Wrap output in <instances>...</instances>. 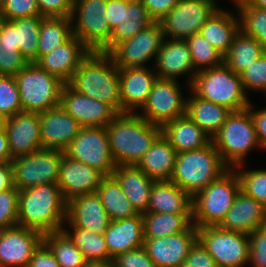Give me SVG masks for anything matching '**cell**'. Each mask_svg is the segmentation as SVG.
<instances>
[{
    "label": "cell",
    "instance_id": "cell-8",
    "mask_svg": "<svg viewBox=\"0 0 266 267\" xmlns=\"http://www.w3.org/2000/svg\"><path fill=\"white\" fill-rule=\"evenodd\" d=\"M22 112L41 113L60 106L61 91L66 84L36 63H28L14 75Z\"/></svg>",
    "mask_w": 266,
    "mask_h": 267
},
{
    "label": "cell",
    "instance_id": "cell-23",
    "mask_svg": "<svg viewBox=\"0 0 266 267\" xmlns=\"http://www.w3.org/2000/svg\"><path fill=\"white\" fill-rule=\"evenodd\" d=\"M158 76L154 68L131 67L119 69L122 113H136L147 103Z\"/></svg>",
    "mask_w": 266,
    "mask_h": 267
},
{
    "label": "cell",
    "instance_id": "cell-39",
    "mask_svg": "<svg viewBox=\"0 0 266 267\" xmlns=\"http://www.w3.org/2000/svg\"><path fill=\"white\" fill-rule=\"evenodd\" d=\"M66 223L70 228L67 230L65 228L67 225H64L62 230L69 236L73 244L82 252L86 261L107 264H110L113 261V258L109 255L103 234L74 227L67 220Z\"/></svg>",
    "mask_w": 266,
    "mask_h": 267
},
{
    "label": "cell",
    "instance_id": "cell-21",
    "mask_svg": "<svg viewBox=\"0 0 266 267\" xmlns=\"http://www.w3.org/2000/svg\"><path fill=\"white\" fill-rule=\"evenodd\" d=\"M42 149L64 152L82 126L61 106L39 113Z\"/></svg>",
    "mask_w": 266,
    "mask_h": 267
},
{
    "label": "cell",
    "instance_id": "cell-52",
    "mask_svg": "<svg viewBox=\"0 0 266 267\" xmlns=\"http://www.w3.org/2000/svg\"><path fill=\"white\" fill-rule=\"evenodd\" d=\"M43 17H71L72 0H36Z\"/></svg>",
    "mask_w": 266,
    "mask_h": 267
},
{
    "label": "cell",
    "instance_id": "cell-30",
    "mask_svg": "<svg viewBox=\"0 0 266 267\" xmlns=\"http://www.w3.org/2000/svg\"><path fill=\"white\" fill-rule=\"evenodd\" d=\"M161 134L177 153L201 149L212 142L211 137L187 114L165 123L161 127Z\"/></svg>",
    "mask_w": 266,
    "mask_h": 267
},
{
    "label": "cell",
    "instance_id": "cell-58",
    "mask_svg": "<svg viewBox=\"0 0 266 267\" xmlns=\"http://www.w3.org/2000/svg\"><path fill=\"white\" fill-rule=\"evenodd\" d=\"M14 188L13 166L11 162L0 164V192Z\"/></svg>",
    "mask_w": 266,
    "mask_h": 267
},
{
    "label": "cell",
    "instance_id": "cell-3",
    "mask_svg": "<svg viewBox=\"0 0 266 267\" xmlns=\"http://www.w3.org/2000/svg\"><path fill=\"white\" fill-rule=\"evenodd\" d=\"M78 93L110 105L122 113L119 69L108 53L91 51L67 83Z\"/></svg>",
    "mask_w": 266,
    "mask_h": 267
},
{
    "label": "cell",
    "instance_id": "cell-24",
    "mask_svg": "<svg viewBox=\"0 0 266 267\" xmlns=\"http://www.w3.org/2000/svg\"><path fill=\"white\" fill-rule=\"evenodd\" d=\"M90 53L91 50L73 34L61 46L41 56L35 63L67 84Z\"/></svg>",
    "mask_w": 266,
    "mask_h": 267
},
{
    "label": "cell",
    "instance_id": "cell-29",
    "mask_svg": "<svg viewBox=\"0 0 266 267\" xmlns=\"http://www.w3.org/2000/svg\"><path fill=\"white\" fill-rule=\"evenodd\" d=\"M147 212L192 214V197L171 180H154Z\"/></svg>",
    "mask_w": 266,
    "mask_h": 267
},
{
    "label": "cell",
    "instance_id": "cell-9",
    "mask_svg": "<svg viewBox=\"0 0 266 267\" xmlns=\"http://www.w3.org/2000/svg\"><path fill=\"white\" fill-rule=\"evenodd\" d=\"M106 2L107 0H75L73 2L70 17L72 33L91 51L109 53L112 30L105 16Z\"/></svg>",
    "mask_w": 266,
    "mask_h": 267
},
{
    "label": "cell",
    "instance_id": "cell-12",
    "mask_svg": "<svg viewBox=\"0 0 266 267\" xmlns=\"http://www.w3.org/2000/svg\"><path fill=\"white\" fill-rule=\"evenodd\" d=\"M217 6L216 0H180L158 21L164 38L186 40L199 33Z\"/></svg>",
    "mask_w": 266,
    "mask_h": 267
},
{
    "label": "cell",
    "instance_id": "cell-44",
    "mask_svg": "<svg viewBox=\"0 0 266 267\" xmlns=\"http://www.w3.org/2000/svg\"><path fill=\"white\" fill-rule=\"evenodd\" d=\"M186 42L190 49L192 63L197 71L223 64L224 56L200 32L188 37Z\"/></svg>",
    "mask_w": 266,
    "mask_h": 267
},
{
    "label": "cell",
    "instance_id": "cell-6",
    "mask_svg": "<svg viewBox=\"0 0 266 267\" xmlns=\"http://www.w3.org/2000/svg\"><path fill=\"white\" fill-rule=\"evenodd\" d=\"M241 190L234 168H228L192 197V222L196 227L218 226Z\"/></svg>",
    "mask_w": 266,
    "mask_h": 267
},
{
    "label": "cell",
    "instance_id": "cell-50",
    "mask_svg": "<svg viewBox=\"0 0 266 267\" xmlns=\"http://www.w3.org/2000/svg\"><path fill=\"white\" fill-rule=\"evenodd\" d=\"M249 264L266 267V228H258L249 235Z\"/></svg>",
    "mask_w": 266,
    "mask_h": 267
},
{
    "label": "cell",
    "instance_id": "cell-40",
    "mask_svg": "<svg viewBox=\"0 0 266 267\" xmlns=\"http://www.w3.org/2000/svg\"><path fill=\"white\" fill-rule=\"evenodd\" d=\"M72 35L70 17H43L39 29L37 60L54 51Z\"/></svg>",
    "mask_w": 266,
    "mask_h": 267
},
{
    "label": "cell",
    "instance_id": "cell-37",
    "mask_svg": "<svg viewBox=\"0 0 266 267\" xmlns=\"http://www.w3.org/2000/svg\"><path fill=\"white\" fill-rule=\"evenodd\" d=\"M144 238H160L187 231L192 225V214H142Z\"/></svg>",
    "mask_w": 266,
    "mask_h": 267
},
{
    "label": "cell",
    "instance_id": "cell-4",
    "mask_svg": "<svg viewBox=\"0 0 266 267\" xmlns=\"http://www.w3.org/2000/svg\"><path fill=\"white\" fill-rule=\"evenodd\" d=\"M227 169L211 142L201 149L177 153L170 180L194 197Z\"/></svg>",
    "mask_w": 266,
    "mask_h": 267
},
{
    "label": "cell",
    "instance_id": "cell-33",
    "mask_svg": "<svg viewBox=\"0 0 266 267\" xmlns=\"http://www.w3.org/2000/svg\"><path fill=\"white\" fill-rule=\"evenodd\" d=\"M190 92L191 96L186 97V114L212 139L232 111L225 106L197 97L191 90Z\"/></svg>",
    "mask_w": 266,
    "mask_h": 267
},
{
    "label": "cell",
    "instance_id": "cell-55",
    "mask_svg": "<svg viewBox=\"0 0 266 267\" xmlns=\"http://www.w3.org/2000/svg\"><path fill=\"white\" fill-rule=\"evenodd\" d=\"M27 267H60L50 248L42 242L34 251Z\"/></svg>",
    "mask_w": 266,
    "mask_h": 267
},
{
    "label": "cell",
    "instance_id": "cell-35",
    "mask_svg": "<svg viewBox=\"0 0 266 267\" xmlns=\"http://www.w3.org/2000/svg\"><path fill=\"white\" fill-rule=\"evenodd\" d=\"M97 194L111 220H122L138 215L113 176H105L101 180Z\"/></svg>",
    "mask_w": 266,
    "mask_h": 267
},
{
    "label": "cell",
    "instance_id": "cell-48",
    "mask_svg": "<svg viewBox=\"0 0 266 267\" xmlns=\"http://www.w3.org/2000/svg\"><path fill=\"white\" fill-rule=\"evenodd\" d=\"M18 194L15 187L0 192V229L18 225Z\"/></svg>",
    "mask_w": 266,
    "mask_h": 267
},
{
    "label": "cell",
    "instance_id": "cell-31",
    "mask_svg": "<svg viewBox=\"0 0 266 267\" xmlns=\"http://www.w3.org/2000/svg\"><path fill=\"white\" fill-rule=\"evenodd\" d=\"M177 151L160 134L146 151L137 166L153 180H170L176 162Z\"/></svg>",
    "mask_w": 266,
    "mask_h": 267
},
{
    "label": "cell",
    "instance_id": "cell-17",
    "mask_svg": "<svg viewBox=\"0 0 266 267\" xmlns=\"http://www.w3.org/2000/svg\"><path fill=\"white\" fill-rule=\"evenodd\" d=\"M43 236L39 231L18 225L1 229L0 267H27Z\"/></svg>",
    "mask_w": 266,
    "mask_h": 267
},
{
    "label": "cell",
    "instance_id": "cell-60",
    "mask_svg": "<svg viewBox=\"0 0 266 267\" xmlns=\"http://www.w3.org/2000/svg\"><path fill=\"white\" fill-rule=\"evenodd\" d=\"M250 7L266 10V0H244Z\"/></svg>",
    "mask_w": 266,
    "mask_h": 267
},
{
    "label": "cell",
    "instance_id": "cell-13",
    "mask_svg": "<svg viewBox=\"0 0 266 267\" xmlns=\"http://www.w3.org/2000/svg\"><path fill=\"white\" fill-rule=\"evenodd\" d=\"M64 154L97 169L104 176H112L116 167L106 127H82Z\"/></svg>",
    "mask_w": 266,
    "mask_h": 267
},
{
    "label": "cell",
    "instance_id": "cell-5",
    "mask_svg": "<svg viewBox=\"0 0 266 267\" xmlns=\"http://www.w3.org/2000/svg\"><path fill=\"white\" fill-rule=\"evenodd\" d=\"M190 90L197 97L225 106L232 112L245 110L252 102L245 93L240 75L224 63L198 71Z\"/></svg>",
    "mask_w": 266,
    "mask_h": 267
},
{
    "label": "cell",
    "instance_id": "cell-41",
    "mask_svg": "<svg viewBox=\"0 0 266 267\" xmlns=\"http://www.w3.org/2000/svg\"><path fill=\"white\" fill-rule=\"evenodd\" d=\"M43 242L50 248L60 267H80L86 259L63 231L44 234Z\"/></svg>",
    "mask_w": 266,
    "mask_h": 267
},
{
    "label": "cell",
    "instance_id": "cell-22",
    "mask_svg": "<svg viewBox=\"0 0 266 267\" xmlns=\"http://www.w3.org/2000/svg\"><path fill=\"white\" fill-rule=\"evenodd\" d=\"M11 158L42 149L39 113L20 112L5 119Z\"/></svg>",
    "mask_w": 266,
    "mask_h": 267
},
{
    "label": "cell",
    "instance_id": "cell-26",
    "mask_svg": "<svg viewBox=\"0 0 266 267\" xmlns=\"http://www.w3.org/2000/svg\"><path fill=\"white\" fill-rule=\"evenodd\" d=\"M266 224V207L254 198L239 191L220 228L249 235Z\"/></svg>",
    "mask_w": 266,
    "mask_h": 267
},
{
    "label": "cell",
    "instance_id": "cell-49",
    "mask_svg": "<svg viewBox=\"0 0 266 267\" xmlns=\"http://www.w3.org/2000/svg\"><path fill=\"white\" fill-rule=\"evenodd\" d=\"M39 15L40 10L36 0H5L0 19L10 21Z\"/></svg>",
    "mask_w": 266,
    "mask_h": 267
},
{
    "label": "cell",
    "instance_id": "cell-14",
    "mask_svg": "<svg viewBox=\"0 0 266 267\" xmlns=\"http://www.w3.org/2000/svg\"><path fill=\"white\" fill-rule=\"evenodd\" d=\"M177 80L160 79L154 82L147 103L139 115L151 124L162 127L165 123L186 114L184 98Z\"/></svg>",
    "mask_w": 266,
    "mask_h": 267
},
{
    "label": "cell",
    "instance_id": "cell-1",
    "mask_svg": "<svg viewBox=\"0 0 266 267\" xmlns=\"http://www.w3.org/2000/svg\"><path fill=\"white\" fill-rule=\"evenodd\" d=\"M66 207L67 202L57 184H40L21 190L18 194V226L43 235L62 230Z\"/></svg>",
    "mask_w": 266,
    "mask_h": 267
},
{
    "label": "cell",
    "instance_id": "cell-16",
    "mask_svg": "<svg viewBox=\"0 0 266 267\" xmlns=\"http://www.w3.org/2000/svg\"><path fill=\"white\" fill-rule=\"evenodd\" d=\"M60 106L82 127H106L118 113L108 104L82 95L65 84Z\"/></svg>",
    "mask_w": 266,
    "mask_h": 267
},
{
    "label": "cell",
    "instance_id": "cell-7",
    "mask_svg": "<svg viewBox=\"0 0 266 267\" xmlns=\"http://www.w3.org/2000/svg\"><path fill=\"white\" fill-rule=\"evenodd\" d=\"M212 143L228 168L245 165L249 152L261 148L250 111L232 112L212 137Z\"/></svg>",
    "mask_w": 266,
    "mask_h": 267
},
{
    "label": "cell",
    "instance_id": "cell-34",
    "mask_svg": "<svg viewBox=\"0 0 266 267\" xmlns=\"http://www.w3.org/2000/svg\"><path fill=\"white\" fill-rule=\"evenodd\" d=\"M154 21L139 0H123V16L119 25L112 29L109 52L118 44L131 39Z\"/></svg>",
    "mask_w": 266,
    "mask_h": 267
},
{
    "label": "cell",
    "instance_id": "cell-11",
    "mask_svg": "<svg viewBox=\"0 0 266 267\" xmlns=\"http://www.w3.org/2000/svg\"><path fill=\"white\" fill-rule=\"evenodd\" d=\"M64 152L40 149L12 159L14 187L24 190L40 184H57Z\"/></svg>",
    "mask_w": 266,
    "mask_h": 267
},
{
    "label": "cell",
    "instance_id": "cell-25",
    "mask_svg": "<svg viewBox=\"0 0 266 267\" xmlns=\"http://www.w3.org/2000/svg\"><path fill=\"white\" fill-rule=\"evenodd\" d=\"M66 220L74 227L98 234H104L111 221L97 192L67 201Z\"/></svg>",
    "mask_w": 266,
    "mask_h": 267
},
{
    "label": "cell",
    "instance_id": "cell-43",
    "mask_svg": "<svg viewBox=\"0 0 266 267\" xmlns=\"http://www.w3.org/2000/svg\"><path fill=\"white\" fill-rule=\"evenodd\" d=\"M239 14L240 30L256 39L266 54V10L250 7L244 0H232Z\"/></svg>",
    "mask_w": 266,
    "mask_h": 267
},
{
    "label": "cell",
    "instance_id": "cell-53",
    "mask_svg": "<svg viewBox=\"0 0 266 267\" xmlns=\"http://www.w3.org/2000/svg\"><path fill=\"white\" fill-rule=\"evenodd\" d=\"M215 265L213 257L197 240L181 267H214Z\"/></svg>",
    "mask_w": 266,
    "mask_h": 267
},
{
    "label": "cell",
    "instance_id": "cell-51",
    "mask_svg": "<svg viewBox=\"0 0 266 267\" xmlns=\"http://www.w3.org/2000/svg\"><path fill=\"white\" fill-rule=\"evenodd\" d=\"M112 263L116 267H156L144 246L118 254Z\"/></svg>",
    "mask_w": 266,
    "mask_h": 267
},
{
    "label": "cell",
    "instance_id": "cell-36",
    "mask_svg": "<svg viewBox=\"0 0 266 267\" xmlns=\"http://www.w3.org/2000/svg\"><path fill=\"white\" fill-rule=\"evenodd\" d=\"M263 54L264 51L260 43L239 30L228 52L224 55L223 63L234 73L240 75Z\"/></svg>",
    "mask_w": 266,
    "mask_h": 267
},
{
    "label": "cell",
    "instance_id": "cell-61",
    "mask_svg": "<svg viewBox=\"0 0 266 267\" xmlns=\"http://www.w3.org/2000/svg\"><path fill=\"white\" fill-rule=\"evenodd\" d=\"M110 264L107 263H101V262H92V261H86L82 266L80 267H109Z\"/></svg>",
    "mask_w": 266,
    "mask_h": 267
},
{
    "label": "cell",
    "instance_id": "cell-20",
    "mask_svg": "<svg viewBox=\"0 0 266 267\" xmlns=\"http://www.w3.org/2000/svg\"><path fill=\"white\" fill-rule=\"evenodd\" d=\"M104 177L97 169L64 154L61 159L57 185L67 202L74 197L97 192Z\"/></svg>",
    "mask_w": 266,
    "mask_h": 267
},
{
    "label": "cell",
    "instance_id": "cell-57",
    "mask_svg": "<svg viewBox=\"0 0 266 267\" xmlns=\"http://www.w3.org/2000/svg\"><path fill=\"white\" fill-rule=\"evenodd\" d=\"M105 16L112 30L122 21L123 0H107Z\"/></svg>",
    "mask_w": 266,
    "mask_h": 267
},
{
    "label": "cell",
    "instance_id": "cell-46",
    "mask_svg": "<svg viewBox=\"0 0 266 267\" xmlns=\"http://www.w3.org/2000/svg\"><path fill=\"white\" fill-rule=\"evenodd\" d=\"M22 112L20 93L13 75H0V115L5 119Z\"/></svg>",
    "mask_w": 266,
    "mask_h": 267
},
{
    "label": "cell",
    "instance_id": "cell-32",
    "mask_svg": "<svg viewBox=\"0 0 266 267\" xmlns=\"http://www.w3.org/2000/svg\"><path fill=\"white\" fill-rule=\"evenodd\" d=\"M238 18V19H237ZM240 30L239 17L220 7L206 20L200 33L223 56Z\"/></svg>",
    "mask_w": 266,
    "mask_h": 267
},
{
    "label": "cell",
    "instance_id": "cell-63",
    "mask_svg": "<svg viewBox=\"0 0 266 267\" xmlns=\"http://www.w3.org/2000/svg\"><path fill=\"white\" fill-rule=\"evenodd\" d=\"M5 0H0V13L2 11V8L4 6Z\"/></svg>",
    "mask_w": 266,
    "mask_h": 267
},
{
    "label": "cell",
    "instance_id": "cell-59",
    "mask_svg": "<svg viewBox=\"0 0 266 267\" xmlns=\"http://www.w3.org/2000/svg\"><path fill=\"white\" fill-rule=\"evenodd\" d=\"M8 138L5 129L0 130V164L11 162Z\"/></svg>",
    "mask_w": 266,
    "mask_h": 267
},
{
    "label": "cell",
    "instance_id": "cell-54",
    "mask_svg": "<svg viewBox=\"0 0 266 267\" xmlns=\"http://www.w3.org/2000/svg\"><path fill=\"white\" fill-rule=\"evenodd\" d=\"M146 8L149 17L160 21L180 0H139Z\"/></svg>",
    "mask_w": 266,
    "mask_h": 267
},
{
    "label": "cell",
    "instance_id": "cell-19",
    "mask_svg": "<svg viewBox=\"0 0 266 267\" xmlns=\"http://www.w3.org/2000/svg\"><path fill=\"white\" fill-rule=\"evenodd\" d=\"M156 64L152 65L158 78L177 80L181 75L189 76L188 90L198 72L192 63V57L186 40L164 38L160 51L156 55Z\"/></svg>",
    "mask_w": 266,
    "mask_h": 267
},
{
    "label": "cell",
    "instance_id": "cell-45",
    "mask_svg": "<svg viewBox=\"0 0 266 267\" xmlns=\"http://www.w3.org/2000/svg\"><path fill=\"white\" fill-rule=\"evenodd\" d=\"M242 167L243 164L234 167L240 180L241 191L266 207V169L245 171Z\"/></svg>",
    "mask_w": 266,
    "mask_h": 267
},
{
    "label": "cell",
    "instance_id": "cell-42",
    "mask_svg": "<svg viewBox=\"0 0 266 267\" xmlns=\"http://www.w3.org/2000/svg\"><path fill=\"white\" fill-rule=\"evenodd\" d=\"M43 16H31L10 20L16 26L18 50L30 63L37 61L39 29Z\"/></svg>",
    "mask_w": 266,
    "mask_h": 267
},
{
    "label": "cell",
    "instance_id": "cell-10",
    "mask_svg": "<svg viewBox=\"0 0 266 267\" xmlns=\"http://www.w3.org/2000/svg\"><path fill=\"white\" fill-rule=\"evenodd\" d=\"M197 240L213 257L216 265L245 267L249 265V236L219 226L197 227Z\"/></svg>",
    "mask_w": 266,
    "mask_h": 267
},
{
    "label": "cell",
    "instance_id": "cell-64",
    "mask_svg": "<svg viewBox=\"0 0 266 267\" xmlns=\"http://www.w3.org/2000/svg\"><path fill=\"white\" fill-rule=\"evenodd\" d=\"M109 267H116V266L111 262Z\"/></svg>",
    "mask_w": 266,
    "mask_h": 267
},
{
    "label": "cell",
    "instance_id": "cell-38",
    "mask_svg": "<svg viewBox=\"0 0 266 267\" xmlns=\"http://www.w3.org/2000/svg\"><path fill=\"white\" fill-rule=\"evenodd\" d=\"M29 61L18 50L16 26L0 19V75H15Z\"/></svg>",
    "mask_w": 266,
    "mask_h": 267
},
{
    "label": "cell",
    "instance_id": "cell-56",
    "mask_svg": "<svg viewBox=\"0 0 266 267\" xmlns=\"http://www.w3.org/2000/svg\"><path fill=\"white\" fill-rule=\"evenodd\" d=\"M252 105L253 104L250 102L247 109L250 111V115L252 117L255 131H256V135L261 145V149L264 148V150H266V108L255 111Z\"/></svg>",
    "mask_w": 266,
    "mask_h": 267
},
{
    "label": "cell",
    "instance_id": "cell-28",
    "mask_svg": "<svg viewBox=\"0 0 266 267\" xmlns=\"http://www.w3.org/2000/svg\"><path fill=\"white\" fill-rule=\"evenodd\" d=\"M112 176L121 185L136 212L146 213L154 180L142 172L137 165L116 166Z\"/></svg>",
    "mask_w": 266,
    "mask_h": 267
},
{
    "label": "cell",
    "instance_id": "cell-62",
    "mask_svg": "<svg viewBox=\"0 0 266 267\" xmlns=\"http://www.w3.org/2000/svg\"><path fill=\"white\" fill-rule=\"evenodd\" d=\"M5 127V118L0 115V130Z\"/></svg>",
    "mask_w": 266,
    "mask_h": 267
},
{
    "label": "cell",
    "instance_id": "cell-47",
    "mask_svg": "<svg viewBox=\"0 0 266 267\" xmlns=\"http://www.w3.org/2000/svg\"><path fill=\"white\" fill-rule=\"evenodd\" d=\"M240 77L246 94L249 90L266 92V54L253 61Z\"/></svg>",
    "mask_w": 266,
    "mask_h": 267
},
{
    "label": "cell",
    "instance_id": "cell-27",
    "mask_svg": "<svg viewBox=\"0 0 266 267\" xmlns=\"http://www.w3.org/2000/svg\"><path fill=\"white\" fill-rule=\"evenodd\" d=\"M103 235L112 258L144 246L142 214L122 220H111Z\"/></svg>",
    "mask_w": 266,
    "mask_h": 267
},
{
    "label": "cell",
    "instance_id": "cell-2",
    "mask_svg": "<svg viewBox=\"0 0 266 267\" xmlns=\"http://www.w3.org/2000/svg\"><path fill=\"white\" fill-rule=\"evenodd\" d=\"M112 159L116 166L137 165L161 127L151 124L138 113H120L107 126Z\"/></svg>",
    "mask_w": 266,
    "mask_h": 267
},
{
    "label": "cell",
    "instance_id": "cell-15",
    "mask_svg": "<svg viewBox=\"0 0 266 267\" xmlns=\"http://www.w3.org/2000/svg\"><path fill=\"white\" fill-rule=\"evenodd\" d=\"M164 34L159 22H153L131 39L116 45L108 54L118 69L145 67L160 51Z\"/></svg>",
    "mask_w": 266,
    "mask_h": 267
},
{
    "label": "cell",
    "instance_id": "cell-18",
    "mask_svg": "<svg viewBox=\"0 0 266 267\" xmlns=\"http://www.w3.org/2000/svg\"><path fill=\"white\" fill-rule=\"evenodd\" d=\"M144 248L156 267H181L197 241V227L160 238H144Z\"/></svg>",
    "mask_w": 266,
    "mask_h": 267
},
{
    "label": "cell",
    "instance_id": "cell-65",
    "mask_svg": "<svg viewBox=\"0 0 266 267\" xmlns=\"http://www.w3.org/2000/svg\"><path fill=\"white\" fill-rule=\"evenodd\" d=\"M214 267H226V266H221V265H215Z\"/></svg>",
    "mask_w": 266,
    "mask_h": 267
}]
</instances>
